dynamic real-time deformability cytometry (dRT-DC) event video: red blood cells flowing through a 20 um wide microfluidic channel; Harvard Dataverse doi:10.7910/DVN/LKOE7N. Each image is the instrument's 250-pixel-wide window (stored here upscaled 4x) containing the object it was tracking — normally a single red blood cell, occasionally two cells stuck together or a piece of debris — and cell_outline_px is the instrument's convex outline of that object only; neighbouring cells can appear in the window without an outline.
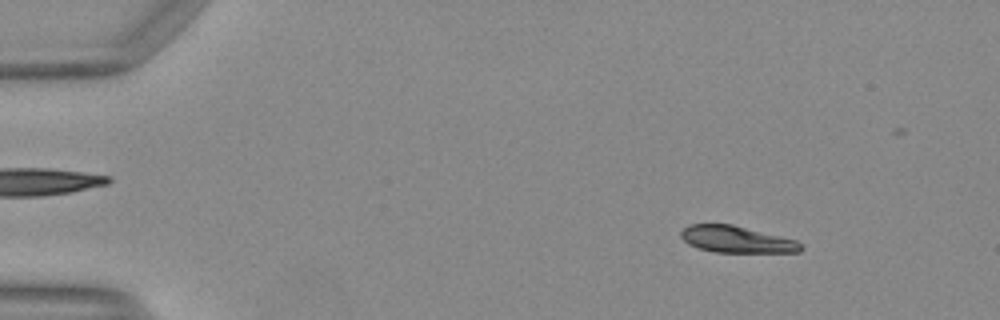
{"species": "Egyptian fruit bat (a non-hibernating species)", "species_latin": "Rousettus aegyptiacus", "temperature_condition": "warm", "stored_images_in_passage": 49, "camera_frame_rate_fps": 3000, "um_per_image_px": 0.085, "animal": {"sex": "female"}, "frame": {"image": 1, "passage_image": 6, "time_ms": 1.667, "image_size_px": [1000, 320], "cell_outline_px": [[804, 248], [800, 252], [716, 252], [700, 248], [688, 244], [680, 236], [680, 232], [688, 224], [732, 224], [796, 240], [804, 244]], "centroid_in_image_um": [62.63, 20.34], "position_along_channel_um": 22.4, "area_um2": 18.61}}
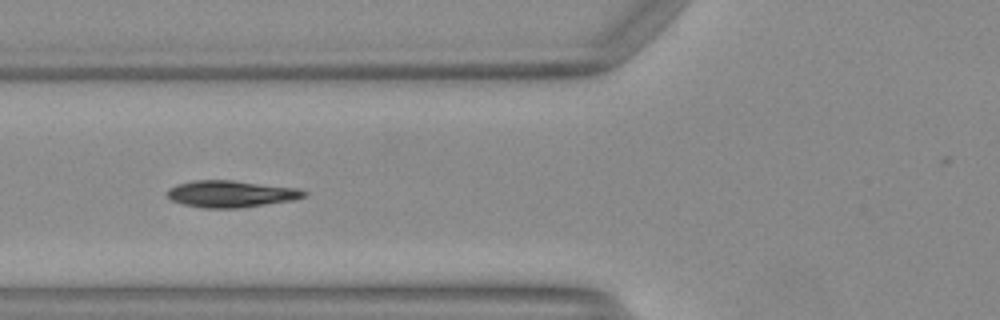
{"frame": {"image": 2, "passage_image": 19, "time_ms": 6.0, "image_size_px": [1000, 320], "cell_outline_px": [[308, 196], [292, 200], [240, 208], [200, 208], [184, 204], [172, 200], [168, 196], [168, 188], [176, 184], [196, 180], [232, 180], [296, 188], [308, 192]], "centroid_in_image_um": [19.63, 16.48], "position_along_channel_um": 106.2, "area_um2": 21.27}}
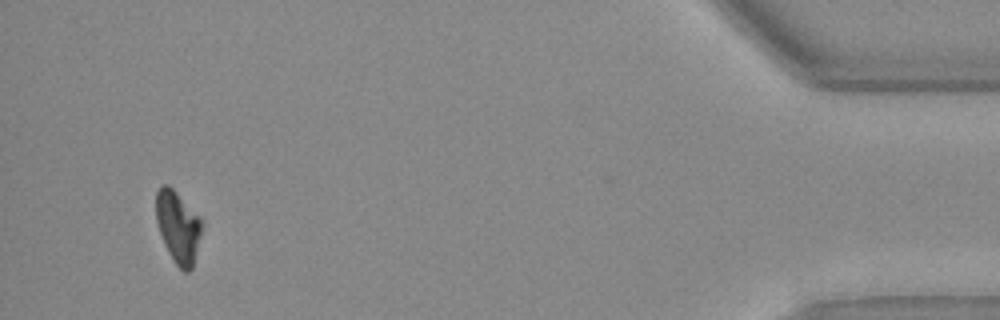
{"frame": {"image": 3, "passage_image": 47, "time_ms": 15.333, "image_size_px": [1000, 320], "cell_outline_px": [[204, 224], [192, 268], [188, 272], [184, 272], [172, 260], [164, 244], [156, 220], [156, 192], [160, 184], [168, 184], [200, 216]], "centroid_in_image_um": [15.14, 19.28], "position_along_channel_um": 420.1, "area_um2": 19.36}, "authors_computed_cell_mechanics": {"area_um2": 20.23, "velocity_mm_per_s": 4.1237, "shape_relaxation_time_tau1_ms": 3.1316, "shape_relaxation_time_tau2_ms": 3.5742, "deformation_change_tau1": 0.1741, "deformation_change_tau2": 0.0533}}